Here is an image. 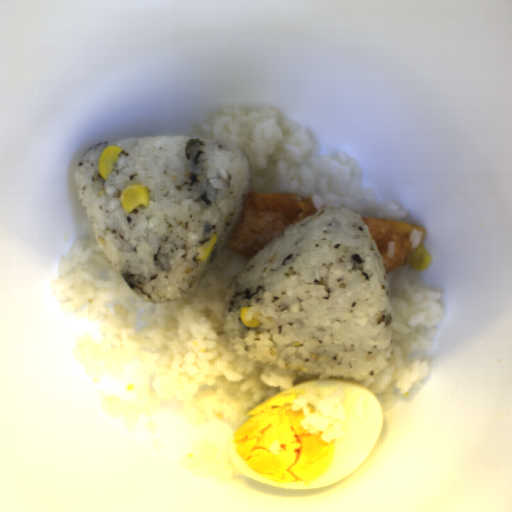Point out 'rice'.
Wrapping results in <instances>:
<instances>
[{"label": "rice", "instance_id": "obj_1", "mask_svg": "<svg viewBox=\"0 0 512 512\" xmlns=\"http://www.w3.org/2000/svg\"><path fill=\"white\" fill-rule=\"evenodd\" d=\"M251 259L223 247L186 296L149 303L131 292L96 241L72 243L50 282L59 308L98 319L102 340L80 337L72 352L93 382L133 375V398L106 396L102 411L130 430L167 399L187 424L218 423L232 434L261 403L314 379H343L373 394L382 411L432 373L428 352L445 315L441 292L424 287L409 262L386 273L392 313L389 357L375 376L347 379L289 370L245 358L225 332L229 289Z\"/></svg>", "mask_w": 512, "mask_h": 512}, {"label": "rice", "instance_id": "obj_2", "mask_svg": "<svg viewBox=\"0 0 512 512\" xmlns=\"http://www.w3.org/2000/svg\"><path fill=\"white\" fill-rule=\"evenodd\" d=\"M246 319L260 312L248 328ZM393 313L382 254L364 219L325 206L291 224L248 261L228 289L224 332L244 358L361 380L390 357Z\"/></svg>", "mask_w": 512, "mask_h": 512}, {"label": "rice", "instance_id": "obj_3", "mask_svg": "<svg viewBox=\"0 0 512 512\" xmlns=\"http://www.w3.org/2000/svg\"><path fill=\"white\" fill-rule=\"evenodd\" d=\"M121 149L103 180L99 160ZM77 197L95 241L132 294L151 304L192 293L231 238L251 181V166L235 145L217 138L142 136L96 144L74 173ZM148 189L149 206L127 213L120 194L132 183ZM213 235L210 255L195 260Z\"/></svg>", "mask_w": 512, "mask_h": 512}, {"label": "rice", "instance_id": "obj_4", "mask_svg": "<svg viewBox=\"0 0 512 512\" xmlns=\"http://www.w3.org/2000/svg\"><path fill=\"white\" fill-rule=\"evenodd\" d=\"M190 137L219 139L239 149L250 166L247 192L309 196L315 210L344 207L361 218L402 222L409 213L361 186L355 158L321 153L306 127L274 109L225 106L198 124Z\"/></svg>", "mask_w": 512, "mask_h": 512}, {"label": "rice", "instance_id": "obj_5", "mask_svg": "<svg viewBox=\"0 0 512 512\" xmlns=\"http://www.w3.org/2000/svg\"><path fill=\"white\" fill-rule=\"evenodd\" d=\"M345 394L340 388L323 397L303 395L294 400V412L304 411L302 427L310 434H318L319 440L329 443L343 437L346 429L344 421Z\"/></svg>", "mask_w": 512, "mask_h": 512}, {"label": "rice", "instance_id": "obj_6", "mask_svg": "<svg viewBox=\"0 0 512 512\" xmlns=\"http://www.w3.org/2000/svg\"><path fill=\"white\" fill-rule=\"evenodd\" d=\"M181 466L197 477L230 478L242 474L232 461L227 448L207 440H197L189 456L181 459Z\"/></svg>", "mask_w": 512, "mask_h": 512}, {"label": "rice", "instance_id": "obj_7", "mask_svg": "<svg viewBox=\"0 0 512 512\" xmlns=\"http://www.w3.org/2000/svg\"><path fill=\"white\" fill-rule=\"evenodd\" d=\"M409 242L412 246L413 251L421 247V243L424 239L422 233L416 228L408 236Z\"/></svg>", "mask_w": 512, "mask_h": 512}]
</instances>
